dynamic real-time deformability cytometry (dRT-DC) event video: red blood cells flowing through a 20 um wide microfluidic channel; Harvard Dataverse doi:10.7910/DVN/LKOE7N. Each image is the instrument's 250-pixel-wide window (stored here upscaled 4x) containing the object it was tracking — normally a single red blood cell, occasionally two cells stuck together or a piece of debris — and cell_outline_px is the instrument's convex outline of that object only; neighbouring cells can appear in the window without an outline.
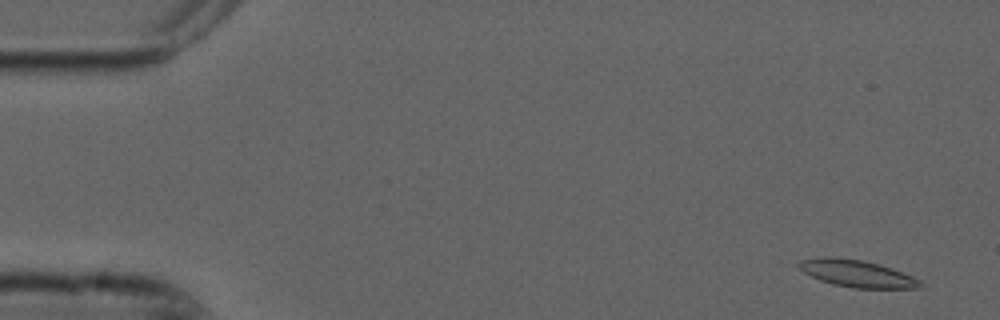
{"species": "common noctule bat (a hibernating species)", "species_latin": "Nyctalus noctula", "temperature_condition": "cold", "stored_images_in_passage": 29, "camera_frame_rate_fps": 3000, "um_per_image_px": 0.085, "animal": {"sex": "male", "forearm_length_mm": 52.5}, "frame": {"image": 1, "passage_image": 3, "time_ms": 0.667, "image_size_px": [1000, 320], "cell_outline_px": [[924, 284], [920, 288], [852, 288], [832, 284], [820, 280], [804, 272], [796, 264], [800, 260], [824, 256], [832, 256], [864, 260], [892, 268], [912, 276], [920, 280]], "centroid_in_image_um": [72.84, 23.24], "position_along_channel_um": 12.2, "area_um2": 19.25}}
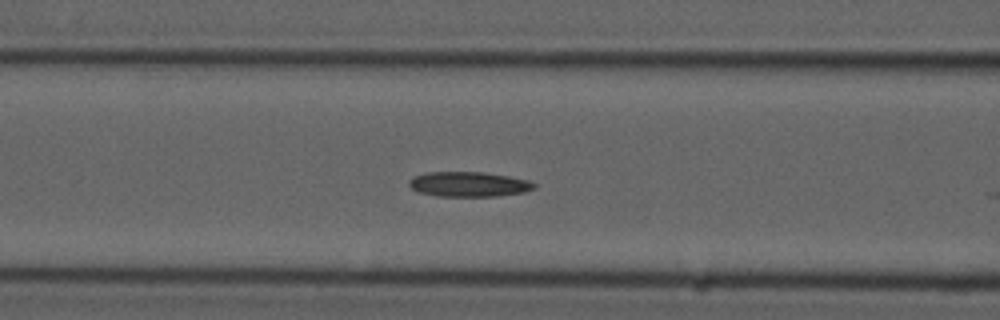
{"frame": {"image": 2, "passage_image": 22, "time_ms": 7.0, "image_size_px": [1000, 320], "cell_outline_px": [[536, 188], [524, 192], [496, 196], [436, 196], [420, 192], [412, 188], [408, 184], [408, 180], [412, 176], [428, 172], [484, 172], [508, 176], [528, 180], [536, 184]], "centroid_in_image_um": [39.83, 15.65], "position_along_channel_um": 126.8, "area_um2": 18.21}}
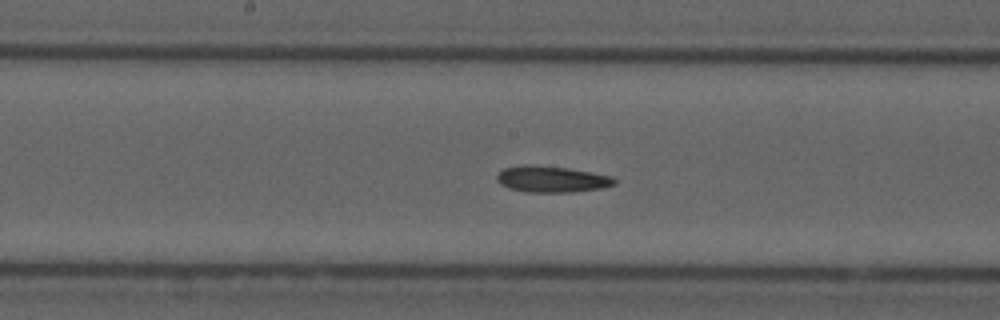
{"frame": {"image": 3, "passage_image": 28, "time_ms": 9.0, "image_size_px": [1000, 320], "cell_outline_px": [[616, 184], [600, 188], [572, 192], [528, 192], [508, 188], [500, 184], [496, 180], [496, 176], [504, 168], [524, 164], [532, 164], [568, 168], [592, 172], [612, 176], [616, 180]], "centroid_in_image_um": [46.88, 15.22], "position_along_channel_um": 201.3, "area_um2": 18.09}}